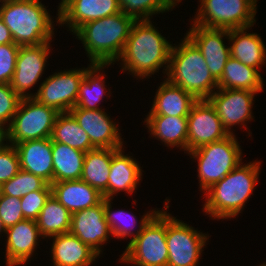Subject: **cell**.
Returning <instances> with one entry per match:
<instances>
[{
	"mask_svg": "<svg viewBox=\"0 0 266 266\" xmlns=\"http://www.w3.org/2000/svg\"><path fill=\"white\" fill-rule=\"evenodd\" d=\"M152 22L140 20L133 23L122 54L115 62L120 64V71H128L127 74L136 80H148L160 69L166 76L168 70L173 42H169Z\"/></svg>",
	"mask_w": 266,
	"mask_h": 266,
	"instance_id": "1",
	"label": "cell"
},
{
	"mask_svg": "<svg viewBox=\"0 0 266 266\" xmlns=\"http://www.w3.org/2000/svg\"><path fill=\"white\" fill-rule=\"evenodd\" d=\"M261 161H243L223 179L212 185L201 197L205 198L202 211L212 220L236 218L252 198L261 172Z\"/></svg>",
	"mask_w": 266,
	"mask_h": 266,
	"instance_id": "2",
	"label": "cell"
},
{
	"mask_svg": "<svg viewBox=\"0 0 266 266\" xmlns=\"http://www.w3.org/2000/svg\"><path fill=\"white\" fill-rule=\"evenodd\" d=\"M47 8L42 0H0V17L10 30L15 44L34 46L54 41L59 10L53 19Z\"/></svg>",
	"mask_w": 266,
	"mask_h": 266,
	"instance_id": "3",
	"label": "cell"
},
{
	"mask_svg": "<svg viewBox=\"0 0 266 266\" xmlns=\"http://www.w3.org/2000/svg\"><path fill=\"white\" fill-rule=\"evenodd\" d=\"M134 22L132 17L119 12L87 22L72 35L82 43L89 62L115 64L122 54Z\"/></svg>",
	"mask_w": 266,
	"mask_h": 266,
	"instance_id": "4",
	"label": "cell"
},
{
	"mask_svg": "<svg viewBox=\"0 0 266 266\" xmlns=\"http://www.w3.org/2000/svg\"><path fill=\"white\" fill-rule=\"evenodd\" d=\"M177 43L172 45L164 78L197 100L207 99L218 89V81L211 74L201 51L185 34Z\"/></svg>",
	"mask_w": 266,
	"mask_h": 266,
	"instance_id": "5",
	"label": "cell"
},
{
	"mask_svg": "<svg viewBox=\"0 0 266 266\" xmlns=\"http://www.w3.org/2000/svg\"><path fill=\"white\" fill-rule=\"evenodd\" d=\"M163 202L164 209L159 210L143 227L142 232L126 245L125 250L119 255V263L134 266H167V212L171 205L168 197Z\"/></svg>",
	"mask_w": 266,
	"mask_h": 266,
	"instance_id": "6",
	"label": "cell"
},
{
	"mask_svg": "<svg viewBox=\"0 0 266 266\" xmlns=\"http://www.w3.org/2000/svg\"><path fill=\"white\" fill-rule=\"evenodd\" d=\"M241 147L238 137L230 134L222 140L186 153L195 163L198 162L196 172L201 193L223 179L242 162Z\"/></svg>",
	"mask_w": 266,
	"mask_h": 266,
	"instance_id": "7",
	"label": "cell"
},
{
	"mask_svg": "<svg viewBox=\"0 0 266 266\" xmlns=\"http://www.w3.org/2000/svg\"><path fill=\"white\" fill-rule=\"evenodd\" d=\"M191 24L214 29H238L256 25L258 0H198Z\"/></svg>",
	"mask_w": 266,
	"mask_h": 266,
	"instance_id": "8",
	"label": "cell"
},
{
	"mask_svg": "<svg viewBox=\"0 0 266 266\" xmlns=\"http://www.w3.org/2000/svg\"><path fill=\"white\" fill-rule=\"evenodd\" d=\"M60 113L39 103L35 98H22L10 126L6 129L7 143L51 138Z\"/></svg>",
	"mask_w": 266,
	"mask_h": 266,
	"instance_id": "9",
	"label": "cell"
},
{
	"mask_svg": "<svg viewBox=\"0 0 266 266\" xmlns=\"http://www.w3.org/2000/svg\"><path fill=\"white\" fill-rule=\"evenodd\" d=\"M209 234L190 226L177 216L167 213L166 244L167 266H199L203 249L209 242Z\"/></svg>",
	"mask_w": 266,
	"mask_h": 266,
	"instance_id": "10",
	"label": "cell"
},
{
	"mask_svg": "<svg viewBox=\"0 0 266 266\" xmlns=\"http://www.w3.org/2000/svg\"><path fill=\"white\" fill-rule=\"evenodd\" d=\"M93 63L81 68L59 70L39 83L35 99L46 106L56 109L59 113H68L75 107L79 87L86 70ZM83 68V69H82ZM68 70V71H67Z\"/></svg>",
	"mask_w": 266,
	"mask_h": 266,
	"instance_id": "11",
	"label": "cell"
},
{
	"mask_svg": "<svg viewBox=\"0 0 266 266\" xmlns=\"http://www.w3.org/2000/svg\"><path fill=\"white\" fill-rule=\"evenodd\" d=\"M257 94L249 90L218 88L207 100L214 107L229 134H235V129L232 128L239 126L244 128L243 130L247 129L248 136H252L247 124L255 118L252 109Z\"/></svg>",
	"mask_w": 266,
	"mask_h": 266,
	"instance_id": "12",
	"label": "cell"
},
{
	"mask_svg": "<svg viewBox=\"0 0 266 266\" xmlns=\"http://www.w3.org/2000/svg\"><path fill=\"white\" fill-rule=\"evenodd\" d=\"M51 42L34 46H20L16 60V67L10 86L20 98H34L31 89L43 78L48 58L53 50ZM38 82V83H37Z\"/></svg>",
	"mask_w": 266,
	"mask_h": 266,
	"instance_id": "13",
	"label": "cell"
},
{
	"mask_svg": "<svg viewBox=\"0 0 266 266\" xmlns=\"http://www.w3.org/2000/svg\"><path fill=\"white\" fill-rule=\"evenodd\" d=\"M187 152L222 140L230 134L207 99L197 100L187 116Z\"/></svg>",
	"mask_w": 266,
	"mask_h": 266,
	"instance_id": "14",
	"label": "cell"
},
{
	"mask_svg": "<svg viewBox=\"0 0 266 266\" xmlns=\"http://www.w3.org/2000/svg\"><path fill=\"white\" fill-rule=\"evenodd\" d=\"M188 27L191 28L185 35L201 51L211 74L218 81L231 57L229 43L227 42V46L225 41L229 39V30L205 28L197 24H190Z\"/></svg>",
	"mask_w": 266,
	"mask_h": 266,
	"instance_id": "15",
	"label": "cell"
},
{
	"mask_svg": "<svg viewBox=\"0 0 266 266\" xmlns=\"http://www.w3.org/2000/svg\"><path fill=\"white\" fill-rule=\"evenodd\" d=\"M69 113L88 134L89 140L95 148H121L124 146L125 142L120 133V126L110 117V114L105 112L104 107L98 110L72 108Z\"/></svg>",
	"mask_w": 266,
	"mask_h": 266,
	"instance_id": "16",
	"label": "cell"
},
{
	"mask_svg": "<svg viewBox=\"0 0 266 266\" xmlns=\"http://www.w3.org/2000/svg\"><path fill=\"white\" fill-rule=\"evenodd\" d=\"M58 10V26L71 34L87 22L121 12L118 0H61Z\"/></svg>",
	"mask_w": 266,
	"mask_h": 266,
	"instance_id": "17",
	"label": "cell"
},
{
	"mask_svg": "<svg viewBox=\"0 0 266 266\" xmlns=\"http://www.w3.org/2000/svg\"><path fill=\"white\" fill-rule=\"evenodd\" d=\"M69 232L99 256L103 255L102 247L104 248V244L107 245L112 236L105 218L103 200L98 205L73 213Z\"/></svg>",
	"mask_w": 266,
	"mask_h": 266,
	"instance_id": "18",
	"label": "cell"
},
{
	"mask_svg": "<svg viewBox=\"0 0 266 266\" xmlns=\"http://www.w3.org/2000/svg\"><path fill=\"white\" fill-rule=\"evenodd\" d=\"M6 266H25L31 261L40 239H45L37 226L36 220L24 219L6 228L5 232Z\"/></svg>",
	"mask_w": 266,
	"mask_h": 266,
	"instance_id": "19",
	"label": "cell"
},
{
	"mask_svg": "<svg viewBox=\"0 0 266 266\" xmlns=\"http://www.w3.org/2000/svg\"><path fill=\"white\" fill-rule=\"evenodd\" d=\"M124 148L117 149L112 155L107 192L103 198L114 199L120 192L131 196L142 182V167L133 155H125Z\"/></svg>",
	"mask_w": 266,
	"mask_h": 266,
	"instance_id": "20",
	"label": "cell"
},
{
	"mask_svg": "<svg viewBox=\"0 0 266 266\" xmlns=\"http://www.w3.org/2000/svg\"><path fill=\"white\" fill-rule=\"evenodd\" d=\"M52 244V266H91L100 256L87 244L70 232L53 235L49 238Z\"/></svg>",
	"mask_w": 266,
	"mask_h": 266,
	"instance_id": "21",
	"label": "cell"
},
{
	"mask_svg": "<svg viewBox=\"0 0 266 266\" xmlns=\"http://www.w3.org/2000/svg\"><path fill=\"white\" fill-rule=\"evenodd\" d=\"M17 150L20 169L40 176L53 183L52 139L29 140L14 145Z\"/></svg>",
	"mask_w": 266,
	"mask_h": 266,
	"instance_id": "22",
	"label": "cell"
},
{
	"mask_svg": "<svg viewBox=\"0 0 266 266\" xmlns=\"http://www.w3.org/2000/svg\"><path fill=\"white\" fill-rule=\"evenodd\" d=\"M151 109L145 116H188L197 99L163 78L157 87Z\"/></svg>",
	"mask_w": 266,
	"mask_h": 266,
	"instance_id": "23",
	"label": "cell"
},
{
	"mask_svg": "<svg viewBox=\"0 0 266 266\" xmlns=\"http://www.w3.org/2000/svg\"><path fill=\"white\" fill-rule=\"evenodd\" d=\"M252 27L229 30V49L232 58L241 63L261 69L266 65V45L258 33H250Z\"/></svg>",
	"mask_w": 266,
	"mask_h": 266,
	"instance_id": "24",
	"label": "cell"
},
{
	"mask_svg": "<svg viewBox=\"0 0 266 266\" xmlns=\"http://www.w3.org/2000/svg\"><path fill=\"white\" fill-rule=\"evenodd\" d=\"M143 123L148 134L163 146L187 153V116H145Z\"/></svg>",
	"mask_w": 266,
	"mask_h": 266,
	"instance_id": "25",
	"label": "cell"
},
{
	"mask_svg": "<svg viewBox=\"0 0 266 266\" xmlns=\"http://www.w3.org/2000/svg\"><path fill=\"white\" fill-rule=\"evenodd\" d=\"M52 195L72 214L98 205L104 198L83 180H65L51 184Z\"/></svg>",
	"mask_w": 266,
	"mask_h": 266,
	"instance_id": "26",
	"label": "cell"
},
{
	"mask_svg": "<svg viewBox=\"0 0 266 266\" xmlns=\"http://www.w3.org/2000/svg\"><path fill=\"white\" fill-rule=\"evenodd\" d=\"M113 199H103V207L105 211V218L108 222L110 231L112 233V238L125 239L130 237L131 239L127 245L132 242L141 232L143 227L150 221V219L161 209L155 208L145 211L140 219L137 220L135 214L131 211H125V209L112 208Z\"/></svg>",
	"mask_w": 266,
	"mask_h": 266,
	"instance_id": "27",
	"label": "cell"
},
{
	"mask_svg": "<svg viewBox=\"0 0 266 266\" xmlns=\"http://www.w3.org/2000/svg\"><path fill=\"white\" fill-rule=\"evenodd\" d=\"M110 65L114 66V64H98L93 63L85 72L84 78L82 79L79 87V92L76 100V104L74 108H83L90 110H98L103 109L99 106L103 102L104 96L106 99L113 95H111L112 89H107V85L105 82V73L104 70L109 68ZM102 71V72H101ZM104 73V74H103Z\"/></svg>",
	"mask_w": 266,
	"mask_h": 266,
	"instance_id": "28",
	"label": "cell"
},
{
	"mask_svg": "<svg viewBox=\"0 0 266 266\" xmlns=\"http://www.w3.org/2000/svg\"><path fill=\"white\" fill-rule=\"evenodd\" d=\"M263 75L259 69L247 66L232 57L228 59L218 80V88L249 90L262 93Z\"/></svg>",
	"mask_w": 266,
	"mask_h": 266,
	"instance_id": "29",
	"label": "cell"
},
{
	"mask_svg": "<svg viewBox=\"0 0 266 266\" xmlns=\"http://www.w3.org/2000/svg\"><path fill=\"white\" fill-rule=\"evenodd\" d=\"M117 149L119 148H95L85 152L81 180L102 195L107 192L111 159Z\"/></svg>",
	"mask_w": 266,
	"mask_h": 266,
	"instance_id": "30",
	"label": "cell"
},
{
	"mask_svg": "<svg viewBox=\"0 0 266 266\" xmlns=\"http://www.w3.org/2000/svg\"><path fill=\"white\" fill-rule=\"evenodd\" d=\"M52 155L53 182L81 179L85 152L60 142H52Z\"/></svg>",
	"mask_w": 266,
	"mask_h": 266,
	"instance_id": "31",
	"label": "cell"
},
{
	"mask_svg": "<svg viewBox=\"0 0 266 266\" xmlns=\"http://www.w3.org/2000/svg\"><path fill=\"white\" fill-rule=\"evenodd\" d=\"M71 218L72 213L51 194L40 211L36 223L46 241L53 235L68 233L71 228Z\"/></svg>",
	"mask_w": 266,
	"mask_h": 266,
	"instance_id": "32",
	"label": "cell"
},
{
	"mask_svg": "<svg viewBox=\"0 0 266 266\" xmlns=\"http://www.w3.org/2000/svg\"><path fill=\"white\" fill-rule=\"evenodd\" d=\"M51 139L52 142H60L83 152L95 149L89 140L88 134L78 125L69 112L60 113L57 116Z\"/></svg>",
	"mask_w": 266,
	"mask_h": 266,
	"instance_id": "33",
	"label": "cell"
},
{
	"mask_svg": "<svg viewBox=\"0 0 266 266\" xmlns=\"http://www.w3.org/2000/svg\"><path fill=\"white\" fill-rule=\"evenodd\" d=\"M41 189H52L51 184L40 176L20 169L14 177L0 185V194L21 199L26 194Z\"/></svg>",
	"mask_w": 266,
	"mask_h": 266,
	"instance_id": "34",
	"label": "cell"
},
{
	"mask_svg": "<svg viewBox=\"0 0 266 266\" xmlns=\"http://www.w3.org/2000/svg\"><path fill=\"white\" fill-rule=\"evenodd\" d=\"M121 12L135 21L152 20L153 16L175 8L167 0H118Z\"/></svg>",
	"mask_w": 266,
	"mask_h": 266,
	"instance_id": "35",
	"label": "cell"
},
{
	"mask_svg": "<svg viewBox=\"0 0 266 266\" xmlns=\"http://www.w3.org/2000/svg\"><path fill=\"white\" fill-rule=\"evenodd\" d=\"M20 101L10 84H0V127L7 129L10 126Z\"/></svg>",
	"mask_w": 266,
	"mask_h": 266,
	"instance_id": "36",
	"label": "cell"
},
{
	"mask_svg": "<svg viewBox=\"0 0 266 266\" xmlns=\"http://www.w3.org/2000/svg\"><path fill=\"white\" fill-rule=\"evenodd\" d=\"M19 47L15 43L0 45V84H10L16 67Z\"/></svg>",
	"mask_w": 266,
	"mask_h": 266,
	"instance_id": "37",
	"label": "cell"
},
{
	"mask_svg": "<svg viewBox=\"0 0 266 266\" xmlns=\"http://www.w3.org/2000/svg\"><path fill=\"white\" fill-rule=\"evenodd\" d=\"M52 194V189H41L21 197L24 219L36 220L46 200Z\"/></svg>",
	"mask_w": 266,
	"mask_h": 266,
	"instance_id": "38",
	"label": "cell"
},
{
	"mask_svg": "<svg viewBox=\"0 0 266 266\" xmlns=\"http://www.w3.org/2000/svg\"><path fill=\"white\" fill-rule=\"evenodd\" d=\"M19 170L17 150L13 145L7 143L0 150V185L14 177Z\"/></svg>",
	"mask_w": 266,
	"mask_h": 266,
	"instance_id": "39",
	"label": "cell"
},
{
	"mask_svg": "<svg viewBox=\"0 0 266 266\" xmlns=\"http://www.w3.org/2000/svg\"><path fill=\"white\" fill-rule=\"evenodd\" d=\"M0 218L5 228L24 220L21 200L16 197L0 194Z\"/></svg>",
	"mask_w": 266,
	"mask_h": 266,
	"instance_id": "40",
	"label": "cell"
},
{
	"mask_svg": "<svg viewBox=\"0 0 266 266\" xmlns=\"http://www.w3.org/2000/svg\"><path fill=\"white\" fill-rule=\"evenodd\" d=\"M14 43L12 35L8 27L4 24L3 19L0 17V45Z\"/></svg>",
	"mask_w": 266,
	"mask_h": 266,
	"instance_id": "41",
	"label": "cell"
},
{
	"mask_svg": "<svg viewBox=\"0 0 266 266\" xmlns=\"http://www.w3.org/2000/svg\"><path fill=\"white\" fill-rule=\"evenodd\" d=\"M5 144H7L6 129L0 127V150Z\"/></svg>",
	"mask_w": 266,
	"mask_h": 266,
	"instance_id": "42",
	"label": "cell"
},
{
	"mask_svg": "<svg viewBox=\"0 0 266 266\" xmlns=\"http://www.w3.org/2000/svg\"><path fill=\"white\" fill-rule=\"evenodd\" d=\"M5 232H6V228H5L3 222H2V220H1V218H0V237H1V236L3 237V235H4V237H5ZM3 233H4V234H3ZM2 234H3V235H2Z\"/></svg>",
	"mask_w": 266,
	"mask_h": 266,
	"instance_id": "43",
	"label": "cell"
},
{
	"mask_svg": "<svg viewBox=\"0 0 266 266\" xmlns=\"http://www.w3.org/2000/svg\"><path fill=\"white\" fill-rule=\"evenodd\" d=\"M174 8H176L175 6L178 7V4H180L182 2V0H167ZM180 2V3H179Z\"/></svg>",
	"mask_w": 266,
	"mask_h": 266,
	"instance_id": "44",
	"label": "cell"
},
{
	"mask_svg": "<svg viewBox=\"0 0 266 266\" xmlns=\"http://www.w3.org/2000/svg\"><path fill=\"white\" fill-rule=\"evenodd\" d=\"M258 266V265H257ZM259 266H266V262L260 263Z\"/></svg>",
	"mask_w": 266,
	"mask_h": 266,
	"instance_id": "45",
	"label": "cell"
}]
</instances>
